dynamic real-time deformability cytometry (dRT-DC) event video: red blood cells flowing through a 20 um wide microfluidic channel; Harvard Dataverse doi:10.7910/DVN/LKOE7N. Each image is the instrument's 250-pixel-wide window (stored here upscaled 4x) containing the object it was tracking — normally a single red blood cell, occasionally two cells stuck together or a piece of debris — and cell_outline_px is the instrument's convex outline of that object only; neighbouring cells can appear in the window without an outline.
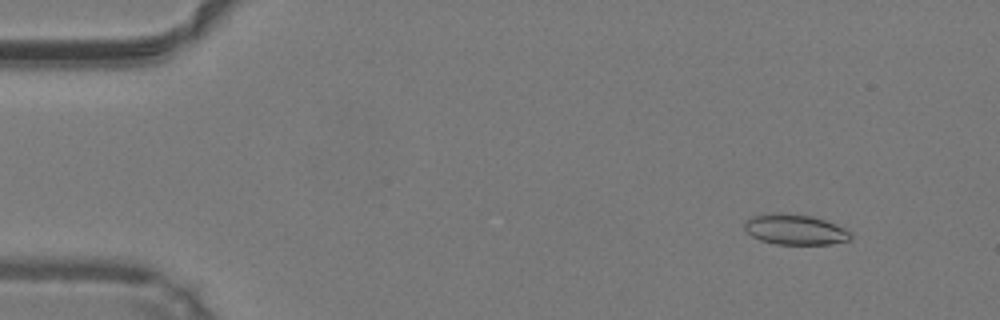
{"species": "common noctule bat (a hibernating species)", "species_latin": "Nyctalus noctula", "temperature_condition": "warm", "stored_images_in_passage": 48, "camera_frame_rate_fps": 3000, "um_per_image_px": 0.085, "animal": {"sex": "male", "body_mass_g": 19.2, "forearm_length_mm": 51.8}, "frame": {"image": 1, "passage_image": 4, "time_ms": 1.0, "image_size_px": [1000, 320], "cell_outline_px": [[852, 240], [832, 244], [776, 244], [760, 240], [752, 236], [744, 228], [744, 220], [748, 216], [768, 212], [780, 212], [812, 216], [824, 220], [844, 228], [852, 232]], "centroid_in_image_um": [67.55, 19.49], "position_along_channel_um": 17.5, "area_um2": 19.19}}
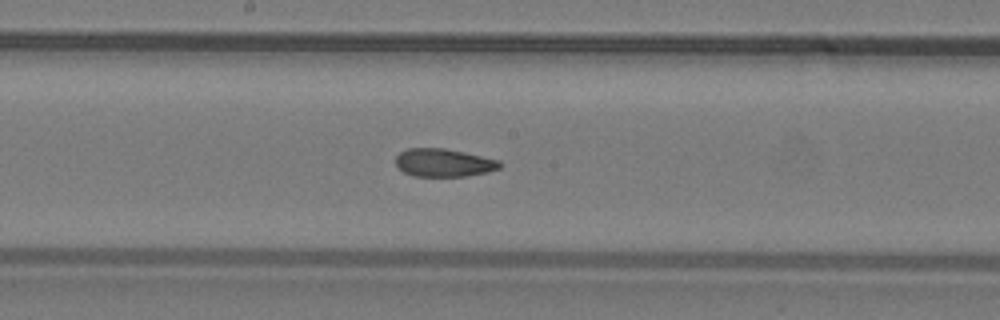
{"frame": {"image": 2, "passage_image": 25, "time_ms": 8.0, "image_size_px": [1000, 320], "cell_outline_px": [[504, 164], [500, 168], [488, 172], [464, 176], [412, 176], [404, 172], [396, 164], [396, 156], [400, 152], [408, 148], [444, 148], [464, 152], [500, 160]], "centroid_in_image_um": [37.74, 13.83], "position_along_channel_um": 210.5, "area_um2": 17.05}}
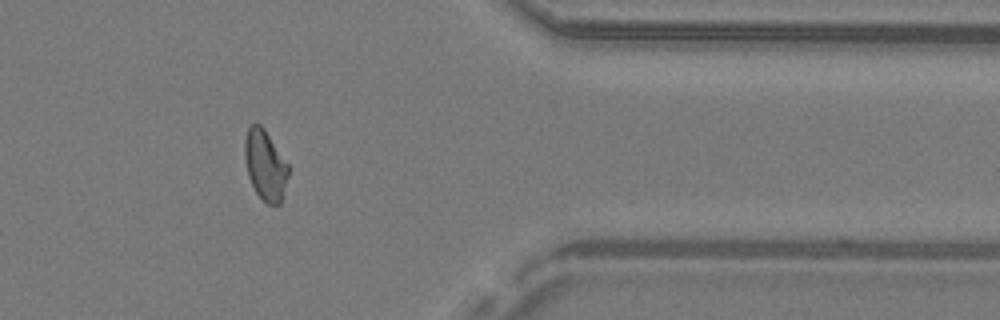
{"frame": {"image": 3, "passage_image": 39, "time_ms": 12.667, "image_size_px": [1000, 320], "cell_outline_px": [[288, 176], [280, 204], [268, 204], [256, 192], [248, 176], [244, 156], [244, 140], [248, 128], [256, 120], [264, 128], [288, 164]], "centroid_in_image_um": [22.52, 13.99], "position_along_channel_um": 388.9, "area_um2": 17.74}, "authors_computed_cell_mechanics": {"area_um2": 18.0625, "velocity_mm_per_s": 4.2581, "shape_relaxation_time_tau1_ms": 6.9753, "shape_relaxation_time_tau2_ms": 1.4613, "deformation_change_tau1": 0.175, "deformation_change_tau2": 0.0738}}